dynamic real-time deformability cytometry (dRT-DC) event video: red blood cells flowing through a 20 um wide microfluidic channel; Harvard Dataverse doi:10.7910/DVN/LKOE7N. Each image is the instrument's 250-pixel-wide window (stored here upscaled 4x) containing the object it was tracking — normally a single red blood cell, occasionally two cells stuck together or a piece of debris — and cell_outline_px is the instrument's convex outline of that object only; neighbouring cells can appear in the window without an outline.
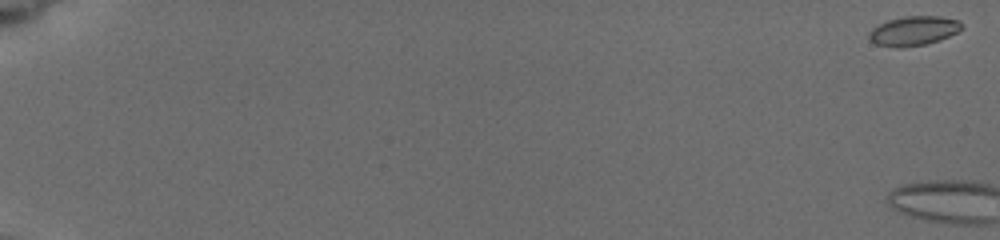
{"species": "common noctule bat (a hibernating species)", "species_latin": "Nyctalus noctula", "temperature_condition": "cold", "stored_images_in_passage": 10, "camera_frame_rate_fps": 3000, "um_per_image_px": 0.085, "animal": {"sex": "female", "body_mass_g": 19.5, "forearm_length_mm": 54.1}, "frame": {"image": 1, "passage_image": 1, "time_ms": 0.0, "image_size_px": [1000, 240], "cell_outline_px": [[964, 28], [948, 36], [924, 44], [900, 48], [896, 48], [876, 44], [868, 36], [868, 32], [872, 28], [888, 20], [904, 16], [940, 16], [960, 20], [964, 24]], "centroid_in_image_um": [77.67, 2.61], "position_along_channel_um": 7.3, "area_um2": 15.84}}